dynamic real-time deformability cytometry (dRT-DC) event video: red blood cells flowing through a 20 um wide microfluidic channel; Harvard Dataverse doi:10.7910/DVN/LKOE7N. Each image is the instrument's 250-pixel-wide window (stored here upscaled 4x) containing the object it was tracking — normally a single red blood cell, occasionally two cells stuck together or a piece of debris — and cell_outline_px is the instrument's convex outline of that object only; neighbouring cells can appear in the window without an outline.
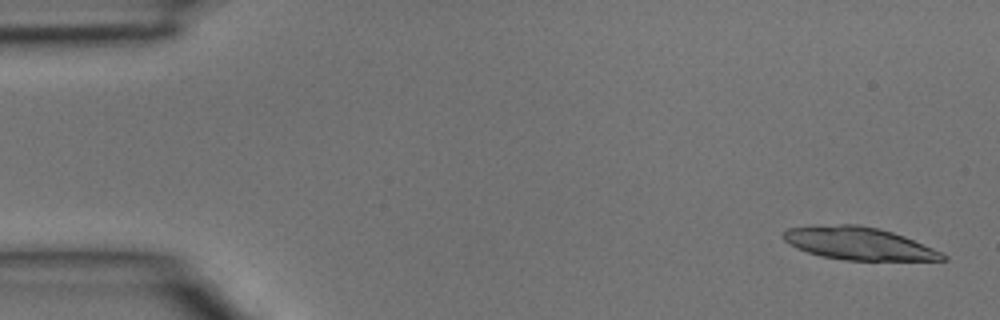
{"species": "common noctule bat (a hibernating species)", "species_latin": "Nyctalus noctula", "temperature_condition": "room temperature", "stored_images_in_passage": 5, "camera_frame_rate_fps": 3000, "um_per_image_px": 0.085, "animal": {"sex": "male", "body_mass_g": 15.6}, "frame": {"image": 1, "passage_image": 1, "time_ms": 0.0, "image_size_px": [1000, 320], "cell_outline_px": [[948, 260], [844, 260], [820, 256], [796, 248], [784, 240], [784, 232], [788, 228], [840, 224], [856, 224], [880, 228], [904, 236], [944, 252], [948, 256]], "centroid_in_image_um": [73.05, 20.7], "position_along_channel_um": 11.9, "area_um2": 30.23}}